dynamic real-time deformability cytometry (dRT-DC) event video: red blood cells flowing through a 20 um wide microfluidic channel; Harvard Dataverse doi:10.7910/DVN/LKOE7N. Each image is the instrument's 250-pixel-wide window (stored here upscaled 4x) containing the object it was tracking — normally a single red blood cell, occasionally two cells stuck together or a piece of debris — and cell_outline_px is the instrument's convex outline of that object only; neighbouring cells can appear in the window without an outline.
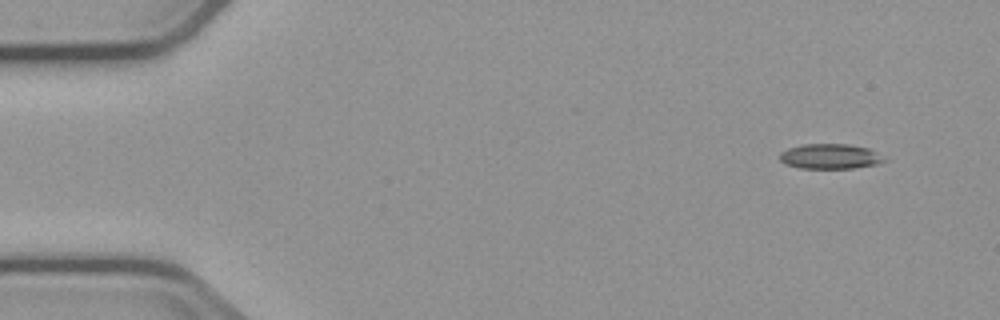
{"species": "common noctule bat (a hibernating species)", "species_latin": "Nyctalus noctula", "temperature_condition": "cold", "stored_images_in_passage": 8, "camera_frame_rate_fps": 3000, "um_per_image_px": 0.085, "animal": {"sex": "male", "body_mass_g": 23.1, "forearm_length_mm": 52.7}, "frame": {"image": 1, "passage_image": 1, "time_ms": 0.0, "image_size_px": [1000, 320], "cell_outline_px": [[888, 160], [876, 164], [852, 168], [800, 168], [784, 164], [780, 160], [780, 152], [788, 148], [804, 144], [848, 144], [868, 148]], "centroid_in_image_um": [70.52, 13.29], "position_along_channel_um": 14.5, "area_um2": 15.14}}
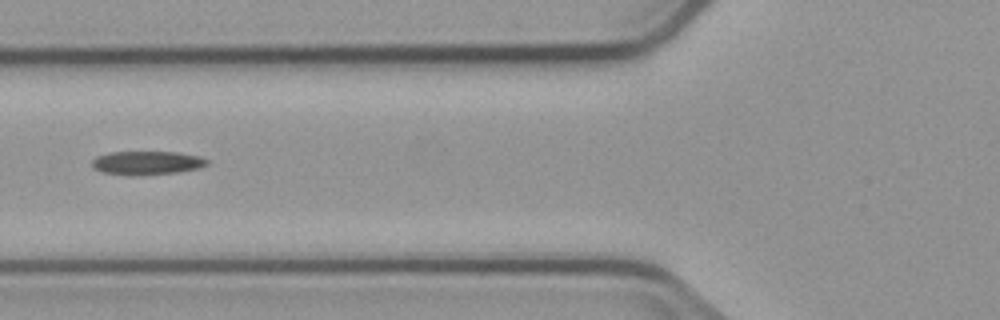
{"frame": {"image": 2, "passage_image": 5, "time_ms": 5.667, "image_size_px": [1000, 320], "cell_outline_px": [[208, 164], [200, 168], [176, 172], [132, 176], [104, 172], [96, 168], [92, 164], [92, 160], [96, 156], [112, 152], [176, 152], [200, 156], [208, 160]], "centroid_in_image_um": [12.52, 13.84], "position_along_channel_um": 113.3, "area_um2": 15.72}}
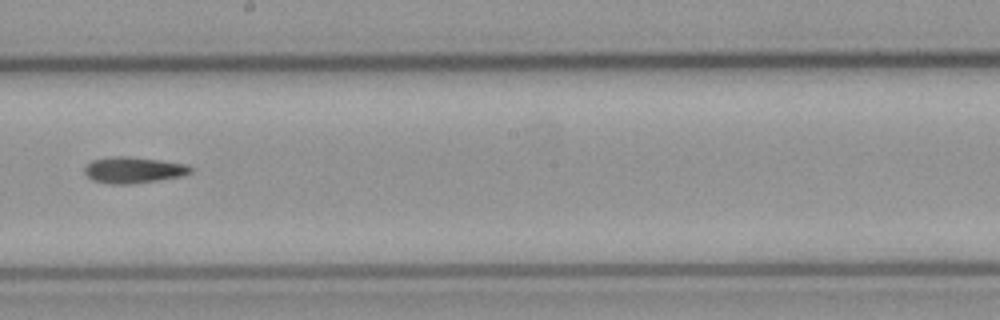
{"frame": {"image": 3, "passage_image": 8, "time_ms": 9.0, "image_size_px": [1000, 320], "cell_outline_px": [[192, 172], [184, 176], [132, 184], [112, 184], [92, 180], [84, 172], [84, 168], [92, 160], [112, 156], [128, 156], [160, 160], [188, 164], [192, 168]], "centroid_in_image_um": [11.37, 14.45], "position_along_channel_um": 236.8, "area_um2": 16.3}}